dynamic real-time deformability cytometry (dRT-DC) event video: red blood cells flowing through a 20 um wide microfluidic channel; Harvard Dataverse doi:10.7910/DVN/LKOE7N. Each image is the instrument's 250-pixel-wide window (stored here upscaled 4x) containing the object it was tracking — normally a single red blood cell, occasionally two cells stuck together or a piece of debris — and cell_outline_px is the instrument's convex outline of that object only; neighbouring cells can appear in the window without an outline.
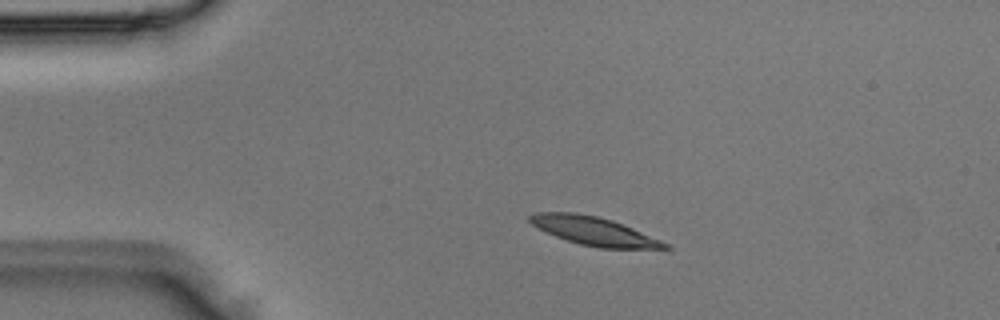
{"species": "Egyptian fruit bat (a non-hibernating species)", "species_latin": "Rousettus aegyptiacus", "temperature_condition": "room temperature", "stored_images_in_passage": 2, "camera_frame_rate_fps": 3000, "um_per_image_px": 0.085, "animal": {"sex": "male"}, "frame": {"image": 1, "passage_image": 1, "time_ms": 0.0, "image_size_px": [1000, 320], "cell_outline_px": [[672, 248], [600, 248], [580, 244], [556, 236], [532, 224], [528, 220], [528, 216], [532, 212], [576, 212], [596, 216], [612, 220], [632, 228], [660, 240], [668, 244]], "centroid_in_image_um": [50.44, 19.62], "position_along_channel_um": 34.6, "area_um2": 21.96}}